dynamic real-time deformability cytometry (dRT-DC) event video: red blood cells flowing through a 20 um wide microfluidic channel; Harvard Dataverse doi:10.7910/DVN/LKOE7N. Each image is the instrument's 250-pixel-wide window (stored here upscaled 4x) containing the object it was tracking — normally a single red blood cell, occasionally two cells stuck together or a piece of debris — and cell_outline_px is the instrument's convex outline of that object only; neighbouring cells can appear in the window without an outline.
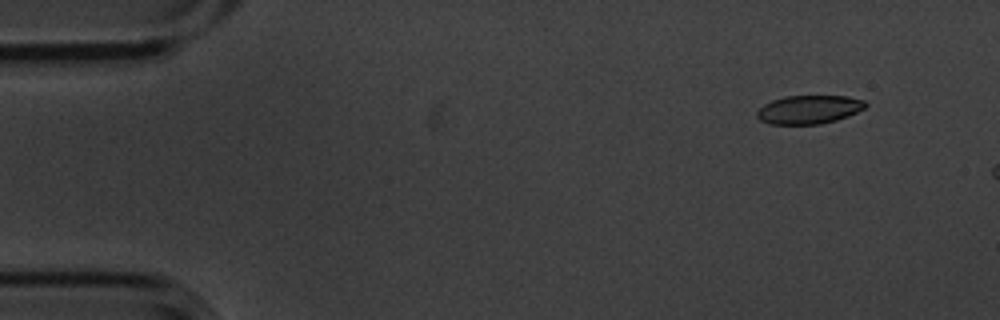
{"species": "common noctule bat (a hibernating species)", "species_latin": "Nyctalus noctula", "temperature_condition": "cold", "stored_images_in_passage": 4, "camera_frame_rate_fps": 3000, "um_per_image_px": 0.085, "animal": {"sex": "male", "body_mass_g": 20.1, "forearm_length_mm": 53.5}, "frame": {"image": 1, "passage_image": 2, "time_ms": 0.333, "image_size_px": [1000, 320], "cell_outline_px": [[868, 104], [864, 108], [848, 116], [836, 120], [820, 124], [768, 124], [760, 120], [756, 116], [756, 112], [764, 104], [772, 100], [784, 96], [848, 96], [864, 100]], "centroid_in_image_um": [68.75, 9.31], "position_along_channel_um": 16.3, "area_um2": 18.09}}